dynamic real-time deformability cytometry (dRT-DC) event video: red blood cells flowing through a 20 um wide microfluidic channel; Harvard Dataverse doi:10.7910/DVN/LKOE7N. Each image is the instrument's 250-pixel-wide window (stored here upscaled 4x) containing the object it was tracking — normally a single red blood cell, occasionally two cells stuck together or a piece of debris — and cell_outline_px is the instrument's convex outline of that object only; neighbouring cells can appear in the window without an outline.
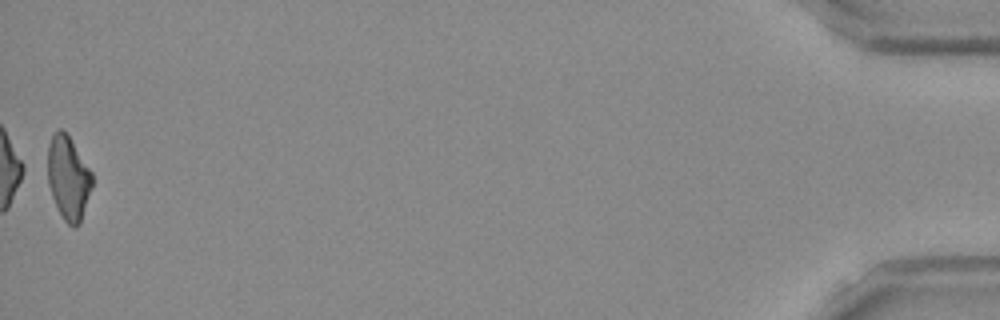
{"species": "Egyptian fruit bat (a non-hibernating species)", "species_latin": "Rousettus aegyptiacus", "temperature_condition": "room temperature", "stored_images_in_passage": 52, "camera_frame_rate_fps": 3000, "um_per_image_px": 0.085, "frame": {"image": 1, "passage_image": 52, "time_ms": 17.0, "image_size_px": [1000, 320], "cell_outline_px": [[92, 184], [80, 224], [76, 228], [72, 228], [64, 220], [52, 196], [48, 184], [48, 144], [52, 136], [60, 128], [68, 136], [92, 172]], "centroid_in_image_um": [5.8, 15.16], "position_along_channel_um": 429.4, "area_um2": 21.27}, "authors_computed_cell_mechanics": {"area_um2": 23.1778, "velocity_mm_per_s": 3.8658, "shape_relaxation_time_tau1_ms": null, "shape_relaxation_time_tau2_ms": 6.3806, "deformation_change_tau1": null, "deformation_change_tau2": 0.2001}}